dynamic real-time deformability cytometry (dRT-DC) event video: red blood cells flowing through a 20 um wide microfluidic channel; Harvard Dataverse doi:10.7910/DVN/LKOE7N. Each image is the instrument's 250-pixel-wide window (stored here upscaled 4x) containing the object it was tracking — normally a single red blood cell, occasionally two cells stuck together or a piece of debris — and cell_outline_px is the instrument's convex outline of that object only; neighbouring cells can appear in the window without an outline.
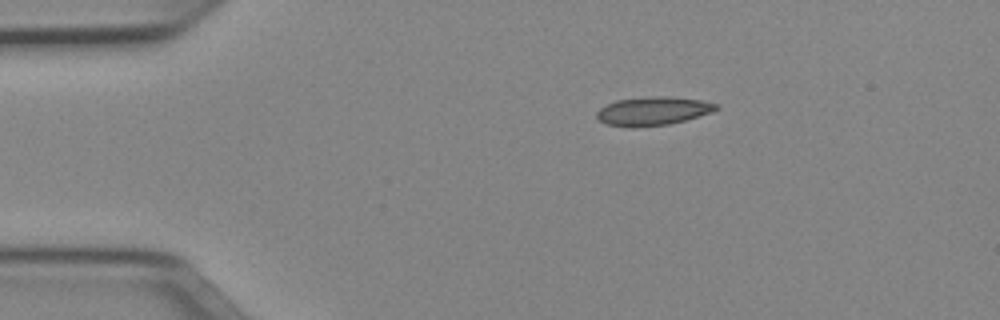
{"species": "Egyptian fruit bat (a non-hibernating species)", "species_latin": "Rousettus aegyptiacus", "temperature_condition": "cold", "stored_images_in_passage": 43, "camera_frame_rate_fps": 3000, "um_per_image_px": 0.085, "animal": {"sex": "female"}, "frame": {"image": 1, "passage_image": 1, "time_ms": 0.0, "image_size_px": [1000, 320], "cell_outline_px": [[720, 108], [712, 112], [684, 120], [668, 124], [608, 124], [600, 120], [596, 116], [596, 112], [600, 108], [616, 100], [656, 96], [668, 96], [700, 100], [720, 104]], "centroid_in_image_um": [55.59, 9.38], "position_along_channel_um": 29.4, "area_um2": 18.9}}
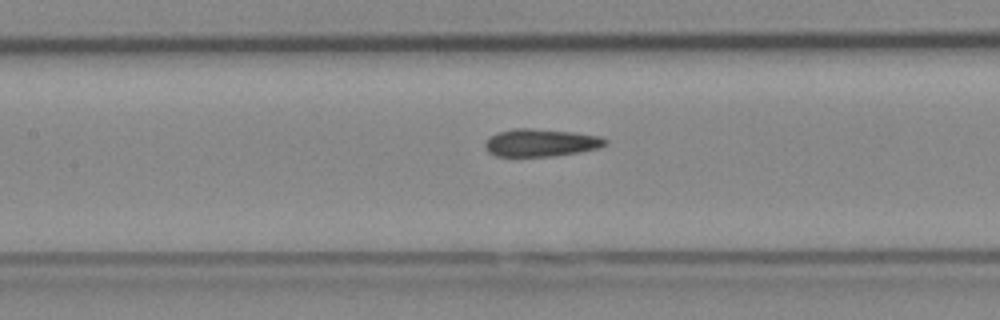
{"frame": {"image": 2, "passage_image": 15, "time_ms": 4.667, "image_size_px": [1000, 320], "cell_outline_px": [[608, 144], [600, 148], [580, 152], [556, 156], [496, 156], [488, 152], [484, 148], [484, 140], [488, 136], [512, 128], [532, 128], [572, 132], [600, 136], [608, 140]], "centroid_in_image_um": [45.96, 12.13], "position_along_channel_um": 161.4, "area_um2": 19.65}}
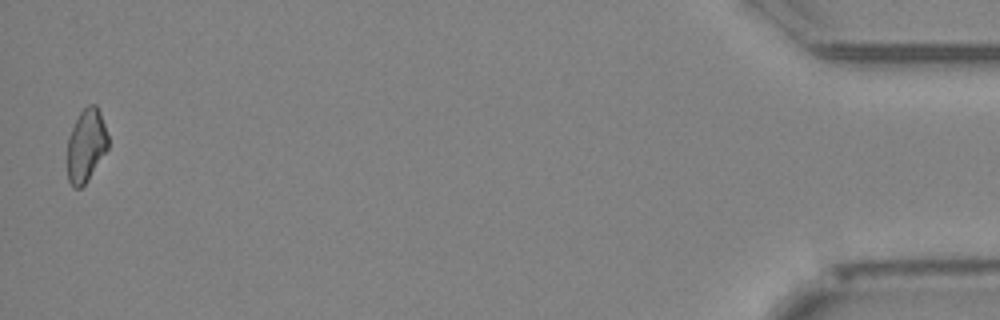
{"frame": {"image": 3, "passage_image": 42, "time_ms": 13.667, "image_size_px": [1000, 320], "cell_outline_px": [[108, 148], [88, 180], [80, 188], [72, 188], [68, 180], [68, 136], [80, 112], [88, 104], [96, 104], [100, 112], [108, 136]], "centroid_in_image_um": [7.32, 12.37], "position_along_channel_um": 427.9, "area_um2": 17.22}, "authors_computed_cell_mechanics": {"area_um2": 19.0162, "velocity_mm_per_s": 3.9787, "shape_relaxation_time_tau1_ms": null, "shape_relaxation_time_tau2_ms": 2.5909, "deformation_change_tau1": null, "deformation_change_tau2": 0.0653}}